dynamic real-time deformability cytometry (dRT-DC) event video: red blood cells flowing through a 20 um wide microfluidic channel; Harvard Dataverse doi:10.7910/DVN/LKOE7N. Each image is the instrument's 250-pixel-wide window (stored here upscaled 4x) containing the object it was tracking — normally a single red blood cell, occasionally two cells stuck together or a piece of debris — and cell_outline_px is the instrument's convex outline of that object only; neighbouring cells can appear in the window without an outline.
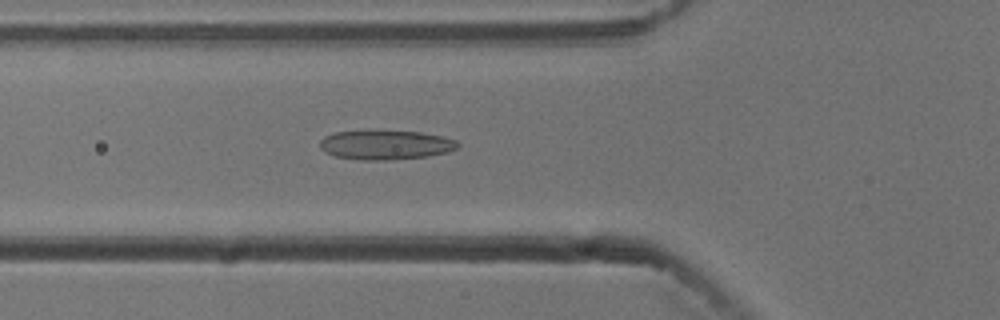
{"species": "common noctule bat (a hibernating species)", "species_latin": "Nyctalus noctula", "temperature_condition": "cold", "stored_images_in_passage": 54, "camera_frame_rate_fps": 3000, "um_per_image_px": 0.085, "animal": {"sex": "male", "body_mass_g": 13.3}, "frame": {"image": 1, "passage_image": 19, "time_ms": 6.0, "image_size_px": [1000, 320], "cell_outline_px": [[460, 144], [456, 148], [444, 152], [428, 156], [388, 160], [364, 160], [336, 156], [324, 152], [320, 148], [320, 140], [324, 136], [336, 132], [364, 128], [376, 128], [420, 132], [444, 136], [456, 140]], "centroid_in_image_um": [32.72, 12.26], "position_along_channel_um": 93.1, "area_um2": 24.45}}
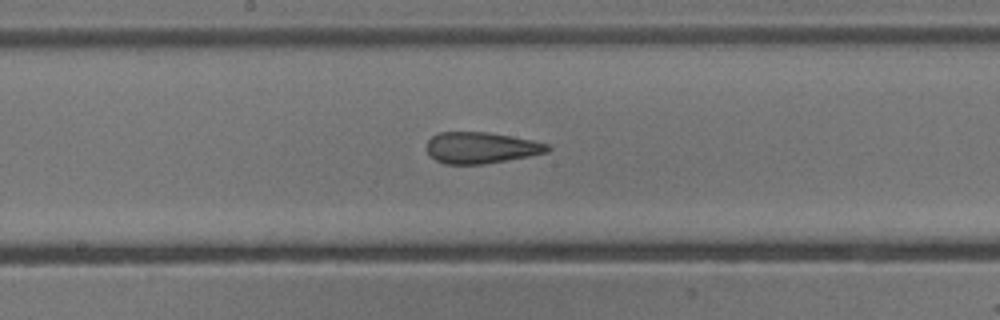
{"frame": {"image": 2, "passage_image": 28, "time_ms": 9.0, "image_size_px": [1000, 320], "cell_outline_px": [[552, 148], [548, 152], [528, 156], [484, 164], [444, 164], [436, 160], [424, 148], [428, 140], [432, 136], [440, 132], [488, 132], [532, 140], [548, 144]], "centroid_in_image_um": [40.87, 12.55], "position_along_channel_um": 207.3, "area_um2": 22.02}}
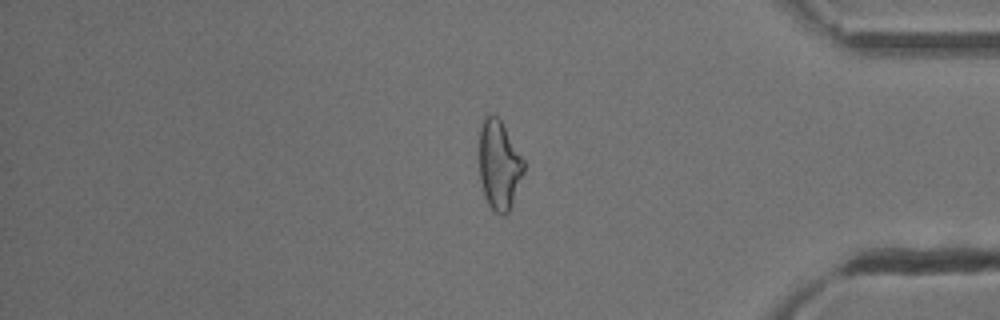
{"frame": {"image": 3, "passage_image": 45, "time_ms": 14.667, "image_size_px": [1000, 320], "cell_outline_px": [[524, 172], [508, 212], [504, 216], [500, 216], [488, 204], [480, 180], [480, 128], [484, 116], [488, 112], [492, 112], [500, 120], [524, 160]], "centroid_in_image_um": [42.42, 14.0], "position_along_channel_um": 392.8, "area_um2": 22.89}, "authors_computed_cell_mechanics": {"area_um2": 24.3916, "velocity_mm_per_s": 3.7799, "shape_relaxation_time_tau1_ms": null, "shape_relaxation_time_tau2_ms": 2.6122, "deformation_change_tau1": null, "deformation_change_tau2": 0.1226}}